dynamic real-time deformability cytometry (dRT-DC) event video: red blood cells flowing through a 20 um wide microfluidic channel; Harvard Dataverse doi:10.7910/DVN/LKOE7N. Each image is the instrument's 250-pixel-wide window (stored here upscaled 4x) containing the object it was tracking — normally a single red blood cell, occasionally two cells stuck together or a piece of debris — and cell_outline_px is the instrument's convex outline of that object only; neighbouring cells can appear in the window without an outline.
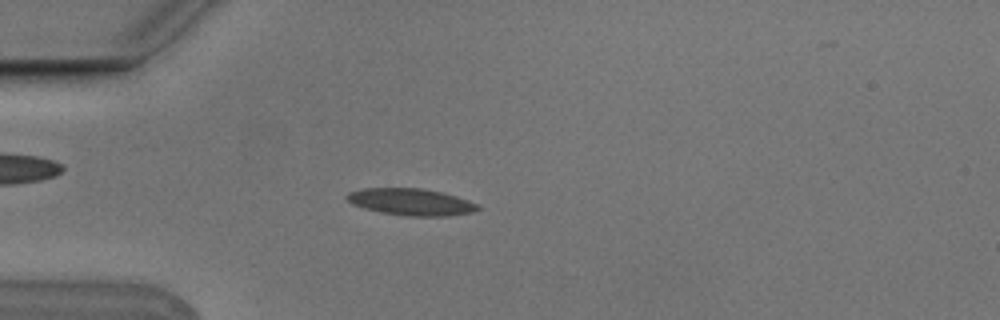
{"species": "Egyptian fruit bat (a non-hibernating species)", "species_latin": "Rousettus aegyptiacus", "temperature_condition": "cold", "stored_images_in_passage": 3, "camera_frame_rate_fps": 3000, "um_per_image_px": 0.085, "animal": {"sex": "male"}, "frame": {"image": 1, "passage_image": 3, "time_ms": 0.667, "image_size_px": [1000, 320], "cell_outline_px": [[480, 208], [476, 212], [448, 216], [404, 216], [380, 212], [364, 208], [352, 204], [344, 196], [348, 192], [364, 188], [420, 188], [440, 192], [456, 196], [468, 200], [476, 204]], "centroid_in_image_um": [34.92, 17.17], "position_along_channel_um": 50.1, "area_um2": 20.52}}